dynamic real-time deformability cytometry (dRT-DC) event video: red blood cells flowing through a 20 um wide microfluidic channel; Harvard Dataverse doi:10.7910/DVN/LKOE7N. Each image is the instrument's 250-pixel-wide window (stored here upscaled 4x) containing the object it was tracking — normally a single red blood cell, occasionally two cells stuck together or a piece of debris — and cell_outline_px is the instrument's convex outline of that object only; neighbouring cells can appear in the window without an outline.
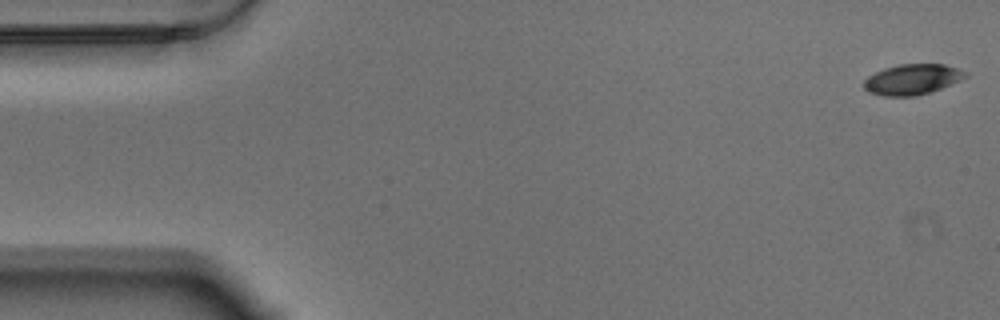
{"species": "Egyptian fruit bat (a non-hibernating species)", "species_latin": "Rousettus aegyptiacus", "temperature_condition": "warm", "stored_images_in_passage": 23, "camera_frame_rate_fps": 3000, "um_per_image_px": 0.085, "animal": {"sex": "male"}, "frame": {"image": 1, "passage_image": 1, "time_ms": 0.0, "image_size_px": [1000, 320], "cell_outline_px": [[968, 76], [960, 80], [940, 88], [916, 96], [884, 96], [868, 92], [864, 88], [864, 80], [868, 76], [884, 68], [900, 64], [944, 64], [968, 72]], "centroid_in_image_um": [77.53, 6.74], "position_along_channel_um": 7.5, "area_um2": 17.92}}
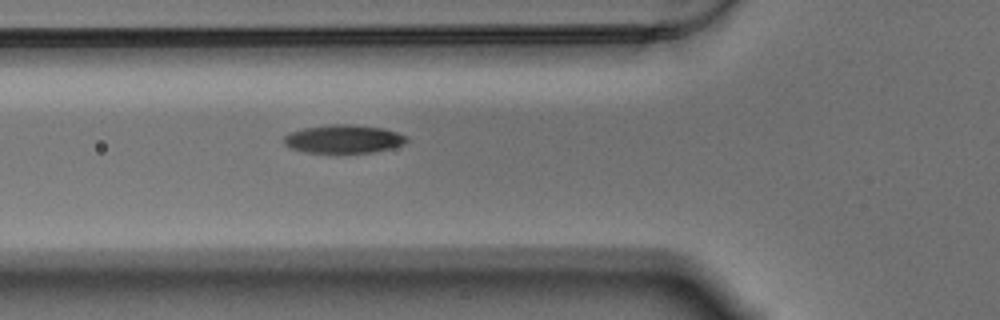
{"frame": {"image": 2, "passage_image": 20, "time_ms": 6.333, "image_size_px": [1000, 320], "cell_outline_px": [[408, 140], [404, 144], [392, 148], [372, 152], [340, 156], [304, 152], [288, 148], [284, 144], [284, 136], [288, 132], [304, 128], [328, 124], [348, 124], [384, 128], [408, 136]], "centroid_in_image_um": [29.16, 11.86], "position_along_channel_um": 96.6, "area_um2": 21.33}}
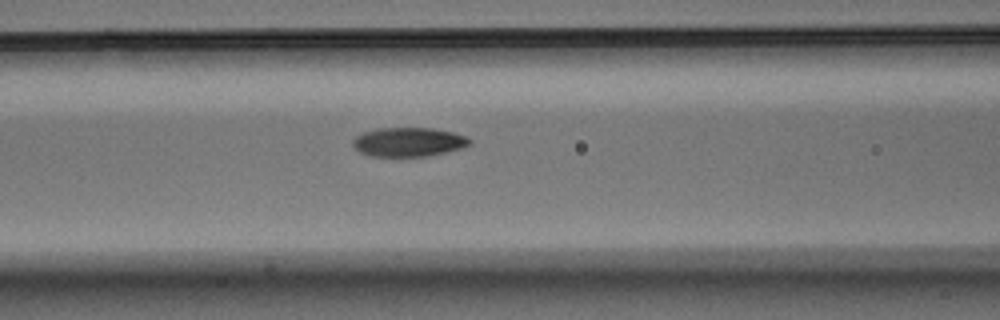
{"frame": {"image": 3, "passage_image": 23, "time_ms": 7.333, "image_size_px": [1000, 320], "cell_outline_px": [[472, 144], [460, 148], [428, 156], [372, 156], [360, 152], [352, 144], [352, 140], [356, 136], [364, 132], [376, 128], [432, 128], [452, 132], [464, 136], [472, 140]], "centroid_in_image_um": [34.71, 12.06], "position_along_channel_um": 131.9, "area_um2": 19.65}}